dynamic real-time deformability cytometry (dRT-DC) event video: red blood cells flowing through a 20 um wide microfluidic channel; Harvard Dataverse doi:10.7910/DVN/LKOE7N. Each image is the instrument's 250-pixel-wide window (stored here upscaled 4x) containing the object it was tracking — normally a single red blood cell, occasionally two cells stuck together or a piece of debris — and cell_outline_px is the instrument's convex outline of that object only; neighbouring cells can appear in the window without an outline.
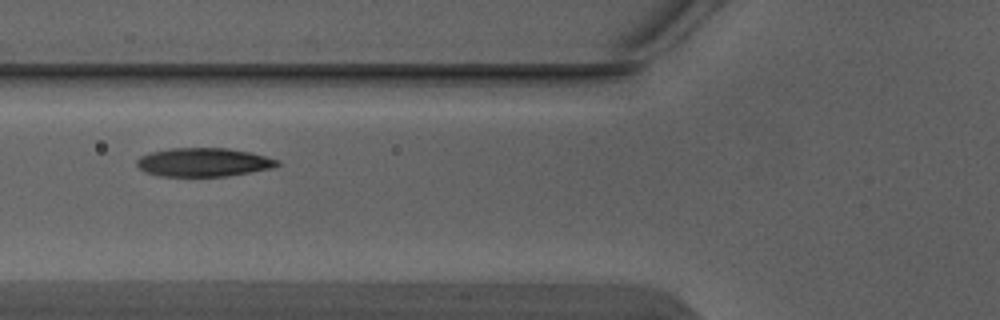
{"species": "Egyptian fruit bat (a non-hibernating species)", "species_latin": "Rousettus aegyptiacus", "temperature_condition": "warm", "stored_images_in_passage": 7, "camera_frame_rate_fps": 3000, "um_per_image_px": 0.085, "animal": {"sex": "male"}, "frame": {"image": 1, "passage_image": 7, "time_ms": 2.0, "image_size_px": [1000, 320], "cell_outline_px": [[280, 164], [272, 168], [224, 176], [160, 176], [144, 172], [136, 164], [136, 160], [140, 156], [152, 152], [168, 148], [228, 148], [252, 152], [280, 160]], "centroid_in_image_um": [17.3, 13.78], "position_along_channel_um": 108.5, "area_um2": 23.47}}